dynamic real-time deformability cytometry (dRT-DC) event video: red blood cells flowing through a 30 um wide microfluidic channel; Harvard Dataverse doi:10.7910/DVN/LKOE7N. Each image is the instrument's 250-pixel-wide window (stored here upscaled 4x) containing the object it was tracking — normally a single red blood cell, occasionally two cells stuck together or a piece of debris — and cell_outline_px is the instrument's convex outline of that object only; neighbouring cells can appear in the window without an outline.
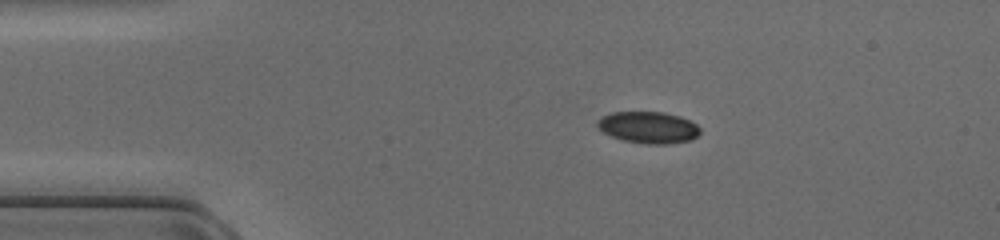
{"species": "common noctule bat (a hibernating species)", "species_latin": "Nyctalus noctula", "temperature_condition": "cold", "stored_images_in_passage": 19, "camera_frame_rate_fps": 3000, "um_per_image_px": 0.085, "animal": {"sex": "female", "body_mass_g": 17.0, "forearm_length_mm": 48.0}, "frame": {"image": 1, "passage_image": 1, "time_ms": 0.0, "image_size_px": [1000, 240], "cell_outline_px": [[700, 132], [692, 140], [668, 144], [644, 144], [624, 140], [612, 136], [604, 132], [596, 124], [596, 120], [612, 112], [664, 112], [680, 116], [696, 124], [700, 128]], "centroid_in_image_um": [55.13, 10.83], "position_along_channel_um": 29.9, "area_um2": 18.9}}
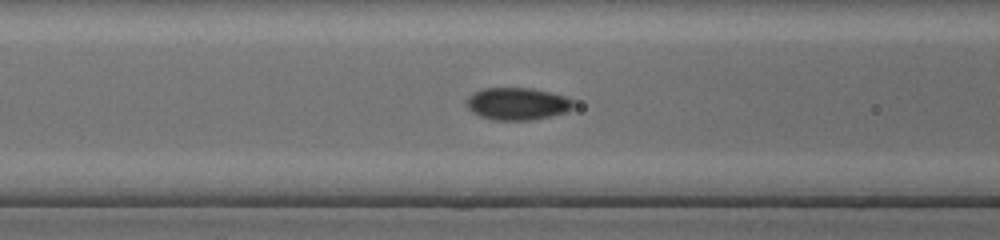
{"frame": {"image": 2, "passage_image": 11, "time_ms": 3.333, "image_size_px": [1000, 240], "cell_outline_px": [[576, 104], [572, 108], [564, 112], [548, 116], [528, 120], [492, 120], [480, 116], [472, 112], [468, 108], [464, 100], [468, 96], [484, 88], [532, 88], [564, 96], [572, 100]], "centroid_in_image_um": [43.93, 8.82], "position_along_channel_um": 122.7, "area_um2": 20.0}}
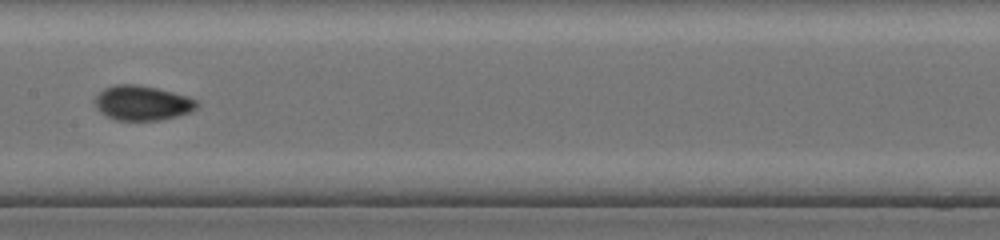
{"frame": {"image": 3, "passage_image": 16, "time_ms": 5.0, "image_size_px": [1000, 240], "cell_outline_px": [[200, 104], [196, 108], [188, 112], [176, 116], [160, 120], [116, 120], [104, 116], [96, 108], [92, 100], [104, 88], [116, 84], [136, 84], [156, 88], [188, 96], [196, 100]], "centroid_in_image_um": [12.04, 8.75], "position_along_channel_um": 195.4, "area_um2": 20.75}}